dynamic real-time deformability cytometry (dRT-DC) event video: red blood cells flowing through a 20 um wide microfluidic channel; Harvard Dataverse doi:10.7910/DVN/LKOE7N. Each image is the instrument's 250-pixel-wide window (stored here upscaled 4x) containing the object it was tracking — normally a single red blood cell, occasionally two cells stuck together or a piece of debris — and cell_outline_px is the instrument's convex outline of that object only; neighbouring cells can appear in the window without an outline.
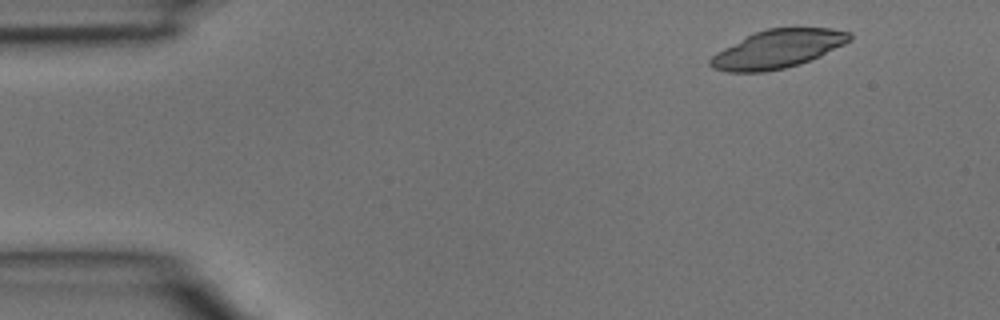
{"species": "common noctule bat (a hibernating species)", "species_latin": "Nyctalus noctula", "temperature_condition": "room temperature", "stored_images_in_passage": 3, "camera_frame_rate_fps": 3000, "um_per_image_px": 0.085, "animal": {"sex": "male", "body_mass_g": 15.6}, "frame": {"image": 1, "passage_image": 1, "time_ms": 0.0, "image_size_px": [1000, 320], "cell_outline_px": [[852, 40], [820, 56], [800, 64], [784, 68], [764, 72], [728, 72], [712, 68], [708, 64], [708, 60], [716, 52], [756, 32], [768, 28], [832, 28], [852, 32]], "centroid_in_image_um": [66.12, 4.17], "position_along_channel_um": 18.9, "area_um2": 30.98}}